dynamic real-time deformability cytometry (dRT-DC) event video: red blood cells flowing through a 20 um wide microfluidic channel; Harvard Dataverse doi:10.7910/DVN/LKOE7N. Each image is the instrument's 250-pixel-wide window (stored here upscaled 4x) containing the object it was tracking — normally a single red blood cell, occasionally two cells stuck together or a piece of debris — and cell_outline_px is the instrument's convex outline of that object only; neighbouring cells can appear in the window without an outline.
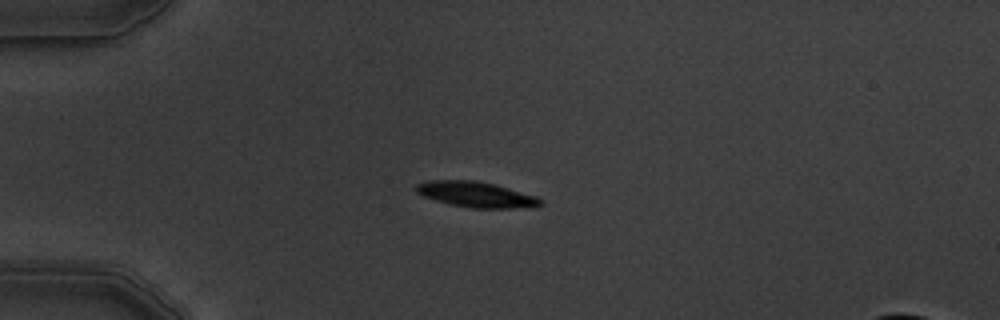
{"species": "common noctule bat (a hibernating species)", "species_latin": "Nyctalus noctula", "temperature_condition": "warm", "stored_images_in_passage": 3, "camera_frame_rate_fps": 3000, "um_per_image_px": 0.085, "animal": {"sex": "male", "body_mass_g": 19.5, "forearm_length_mm": 54.6}, "frame": {"image": 1, "passage_image": 3, "time_ms": 2.333, "image_size_px": [1000, 320], "cell_outline_px": [[544, 204], [536, 208], [472, 208], [448, 204], [424, 196], [416, 192], [416, 184], [428, 180], [476, 180], [496, 184], [536, 196], [544, 200]], "centroid_in_image_um": [40.54, 16.54], "position_along_channel_um": 44.5, "area_um2": 18.84}}